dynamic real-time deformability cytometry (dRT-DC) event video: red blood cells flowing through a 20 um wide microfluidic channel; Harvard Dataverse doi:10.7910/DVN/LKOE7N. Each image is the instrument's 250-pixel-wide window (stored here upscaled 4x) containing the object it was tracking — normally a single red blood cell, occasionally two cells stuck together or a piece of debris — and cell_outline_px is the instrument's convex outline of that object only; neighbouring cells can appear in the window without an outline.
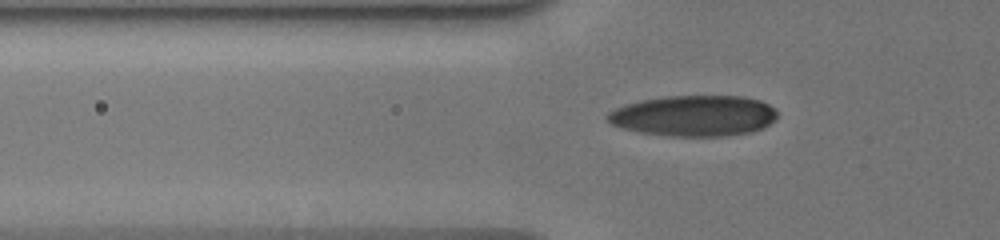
{"species": "human", "species_latin": "Homo sapiens", "temperature_condition": "cold", "stored_images_in_passage": 38, "camera_frame_rate_fps": 3000, "um_per_image_px": 0.085, "donor": {"sex": "male"}, "frame": {"image": 1, "passage_image": 4, "time_ms": 1.0, "image_size_px": [1000, 240], "cell_outline_px": [[776, 120], [764, 128], [752, 132], [724, 136], [668, 136], [640, 132], [624, 128], [612, 124], [604, 116], [608, 112], [624, 104], [640, 100], [664, 96], [744, 96], [760, 100], [776, 108]], "centroid_in_image_um": [59.0, 9.83], "position_along_channel_um": 66.8, "area_um2": 40.75}}
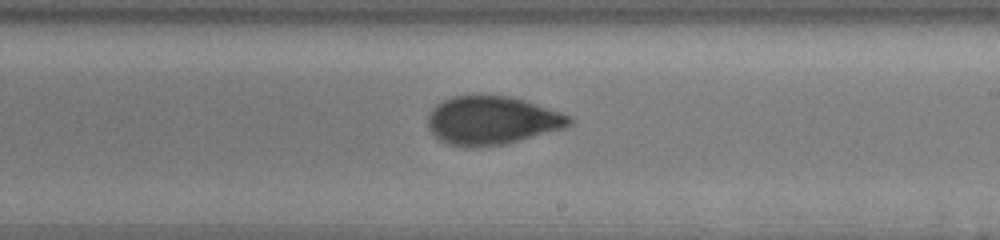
{"frame": {"image": 2, "passage_image": 18, "time_ms": 5.667, "image_size_px": [1000, 240], "cell_outline_px": [[576, 120], [572, 124], [564, 128], [504, 144], [476, 148], [464, 148], [440, 140], [428, 128], [428, 116], [432, 108], [436, 104], [452, 96], [512, 96], [572, 116]], "centroid_in_image_um": [41.82, 10.25], "position_along_channel_um": 247.2, "area_um2": 39.88}}
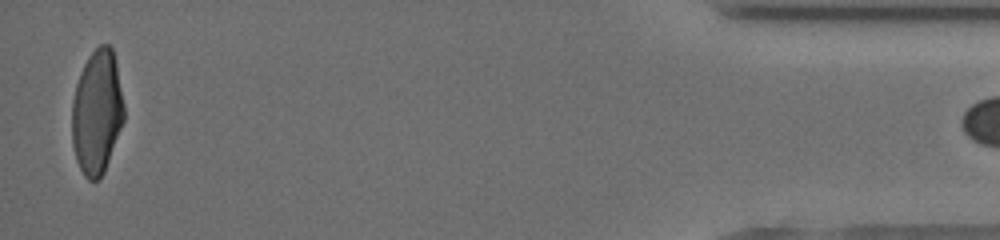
{"frame": {"image": 3, "passage_image": 37, "time_ms": 12.0, "image_size_px": [1000, 240], "cell_outline_px": [[124, 120], [104, 172], [96, 180], [88, 180], [84, 176], [76, 160], [72, 144], [72, 100], [76, 84], [80, 72], [88, 56], [100, 44], [108, 44], [112, 48], [116, 64], [124, 104]], "centroid_in_image_um": [8.23, 9.53], "position_along_channel_um": 427.0, "area_um2": 37.63}}